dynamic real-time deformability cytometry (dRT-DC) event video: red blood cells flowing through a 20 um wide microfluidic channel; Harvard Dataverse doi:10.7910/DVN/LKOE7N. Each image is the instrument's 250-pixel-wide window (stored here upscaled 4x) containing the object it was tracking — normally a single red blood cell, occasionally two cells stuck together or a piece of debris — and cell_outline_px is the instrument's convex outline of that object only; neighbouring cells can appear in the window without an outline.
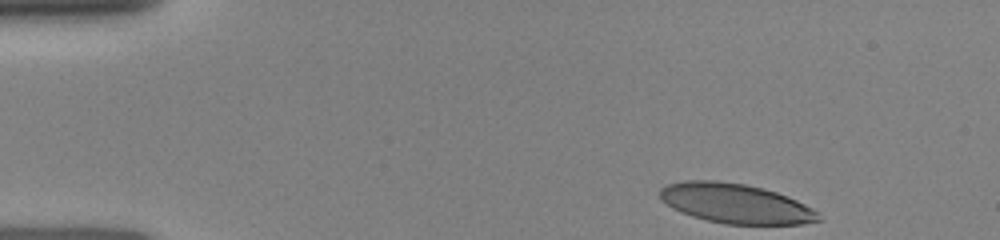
{"species": "human", "species_latin": "Homo sapiens", "temperature_condition": "room temperature", "stored_images_in_passage": 32, "camera_frame_rate_fps": 3000, "um_per_image_px": 0.085, "donor": {"sex": "female"}, "frame": {"image": 1, "passage_image": 1, "time_ms": 0.0, "image_size_px": [1000, 240], "cell_outline_px": [[824, 220], [800, 224], [724, 224], [692, 216], [680, 212], [672, 208], [660, 200], [660, 188], [668, 184], [684, 180], [716, 180], [744, 184], [776, 192], [788, 196], [812, 208]], "centroid_in_image_um": [62.5, 17.29], "position_along_channel_um": 22.5, "area_um2": 36.65}}
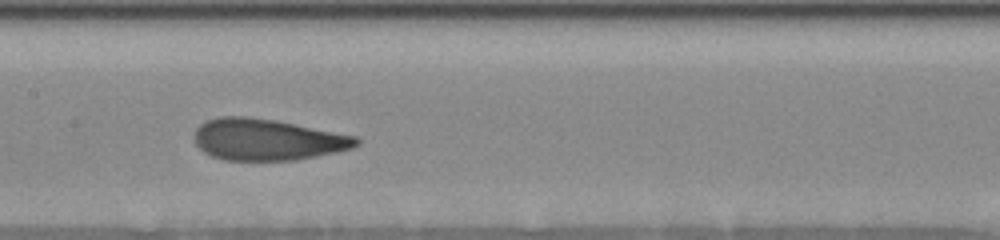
{"frame": {"image": 2, "passage_image": 18, "time_ms": 6.0, "image_size_px": [1000, 240], "cell_outline_px": [[360, 144], [352, 148], [336, 152], [296, 160], [224, 160], [212, 156], [204, 152], [196, 144], [196, 128], [204, 120], [220, 116], [248, 116], [276, 120], [356, 136], [360, 140]], "centroid_in_image_um": [22.71, 11.86], "position_along_channel_um": 184.7, "area_um2": 39.13}}
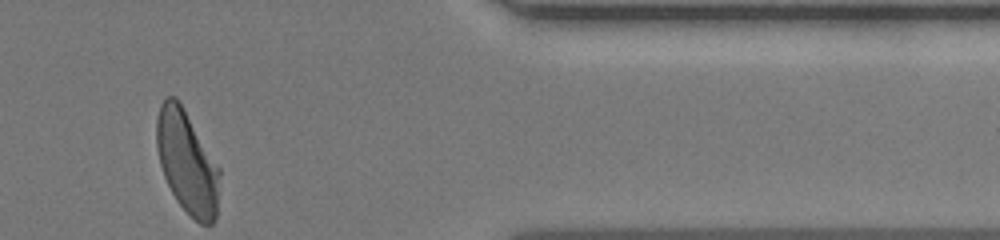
{"frame": {"image": 3, "passage_image": 32, "time_ms": 11.667, "image_size_px": [1000, 240], "cell_outline_px": [[220, 176], [216, 216], [212, 224], [200, 224], [176, 200], [164, 176], [160, 164], [156, 148], [156, 120], [160, 104], [164, 96], [176, 96], [184, 108], [220, 168]], "centroid_in_image_um": [15.89, 13.75], "position_along_channel_um": 395.5, "area_um2": 37.69}}